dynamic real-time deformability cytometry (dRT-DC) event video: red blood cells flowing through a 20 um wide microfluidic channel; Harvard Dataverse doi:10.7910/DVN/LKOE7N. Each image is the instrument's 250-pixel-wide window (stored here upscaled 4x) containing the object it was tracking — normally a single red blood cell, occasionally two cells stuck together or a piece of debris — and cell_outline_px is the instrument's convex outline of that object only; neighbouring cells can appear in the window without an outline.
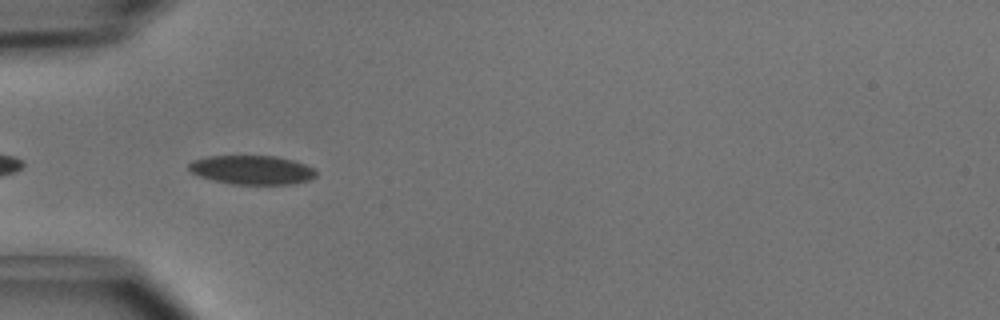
{"species": "common noctule bat (a hibernating species)", "species_latin": "Nyctalus noctula", "temperature_condition": "cold", "stored_images_in_passage": 5, "camera_frame_rate_fps": 3000, "um_per_image_px": 0.085, "animal": {"sex": "male", "body_mass_g": 15.6}, "frame": {"image": 1, "passage_image": 4, "time_ms": 1.0, "image_size_px": [1000, 320], "cell_outline_px": [[316, 176], [308, 180], [292, 184], [232, 184], [212, 180], [200, 176], [192, 172], [188, 168], [188, 164], [192, 160], [208, 156], [276, 156], [292, 160], [304, 164], [312, 168], [316, 172]], "centroid_in_image_um": [21.39, 14.44], "position_along_channel_um": 63.6, "area_um2": 21.39}}
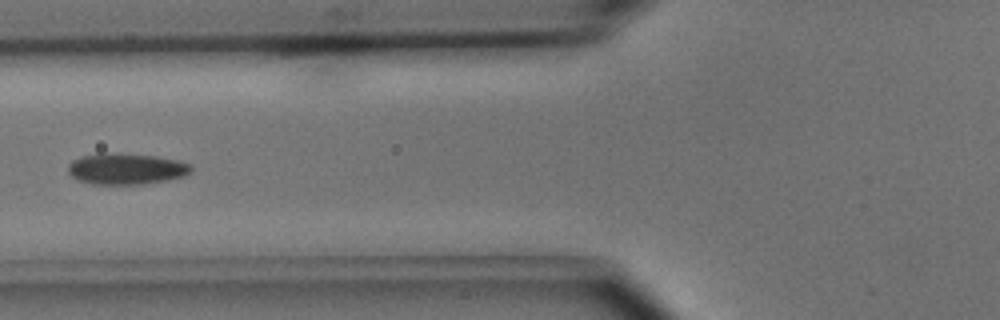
{"frame": {"image": 2, "passage_image": 5, "time_ms": 1.333, "image_size_px": [1000, 320], "cell_outline_px": [[192, 172], [184, 176], [168, 180], [144, 184], [92, 184], [76, 180], [68, 172], [68, 164], [72, 160], [80, 156], [156, 156], [180, 160], [192, 164]], "centroid_in_image_um": [10.79, 14.41], "position_along_channel_um": 115.0, "area_um2": 21.62}}